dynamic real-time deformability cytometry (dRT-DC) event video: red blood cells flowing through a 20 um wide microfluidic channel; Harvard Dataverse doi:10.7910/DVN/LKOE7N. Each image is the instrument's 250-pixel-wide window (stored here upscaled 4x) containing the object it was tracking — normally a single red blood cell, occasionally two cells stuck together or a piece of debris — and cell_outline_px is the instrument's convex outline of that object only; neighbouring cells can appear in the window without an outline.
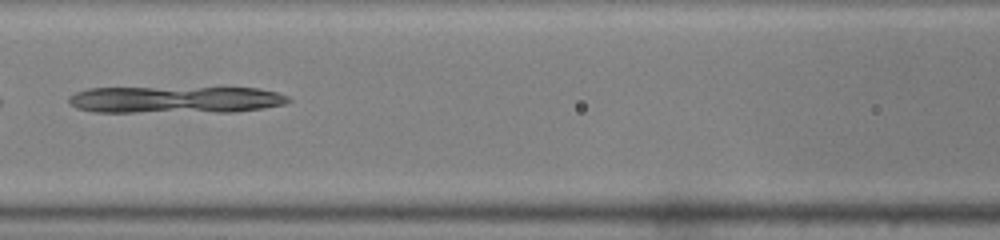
{"species": "common noctule bat (a hibernating species)", "species_latin": "Nyctalus noctula", "temperature_condition": "warm", "stored_images_in_passage": 23, "camera_frame_rate_fps": 3000, "um_per_image_px": 0.085, "animal": {"sex": "male", "body_mass_g": 19.0, "forearm_length_mm": 50.8}, "frame": {"image": 1, "passage_image": 8, "time_ms": 2.333, "image_size_px": [1000, 240], "cell_outline_px": [[292, 100], [284, 104], [264, 108], [232, 112], [96, 112], [76, 108], [68, 100], [68, 96], [76, 92], [88, 88], [256, 88], [276, 92], [288, 96]], "centroid_in_image_um": [14.91, 8.48], "position_along_channel_um": 151.7, "area_um2": 34.56}}
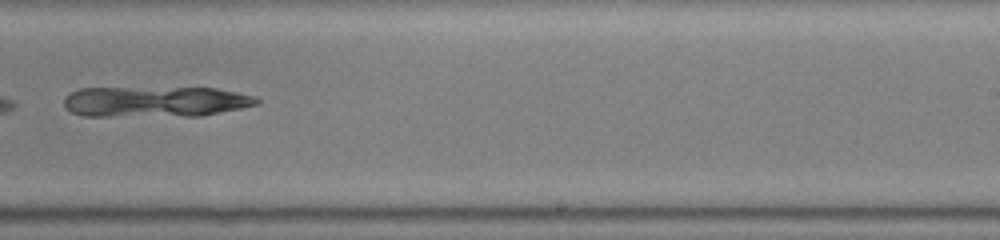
{"frame": {"image": 2, "passage_image": 17, "time_ms": 5.333, "image_size_px": [1000, 240], "cell_outline_px": [[260, 104], [200, 116], [84, 116], [72, 112], [64, 104], [64, 96], [80, 88], [216, 88], [236, 92], [252, 96], [260, 100]], "centroid_in_image_um": [13.19, 8.64], "position_along_channel_um": 275.8, "area_um2": 34.39}}
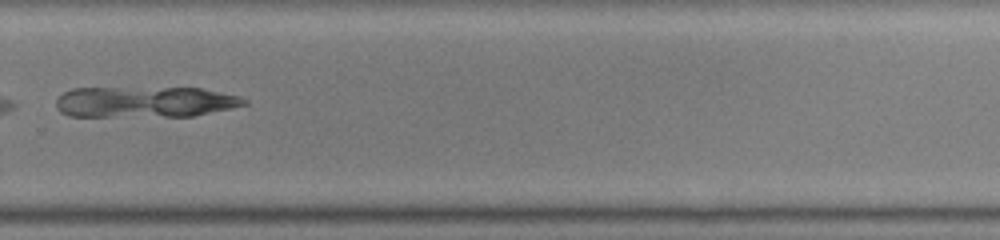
{"frame": {"image": 3, "passage_image": 20, "time_ms": 6.333, "image_size_px": [1000, 240], "cell_outline_px": [[248, 104], [192, 116], [68, 116], [60, 112], [56, 108], [56, 100], [64, 92], [72, 88], [200, 88], [240, 96], [248, 100]], "centroid_in_image_um": [12.3, 8.66], "position_along_channel_um": 317.5, "area_um2": 33.81}}